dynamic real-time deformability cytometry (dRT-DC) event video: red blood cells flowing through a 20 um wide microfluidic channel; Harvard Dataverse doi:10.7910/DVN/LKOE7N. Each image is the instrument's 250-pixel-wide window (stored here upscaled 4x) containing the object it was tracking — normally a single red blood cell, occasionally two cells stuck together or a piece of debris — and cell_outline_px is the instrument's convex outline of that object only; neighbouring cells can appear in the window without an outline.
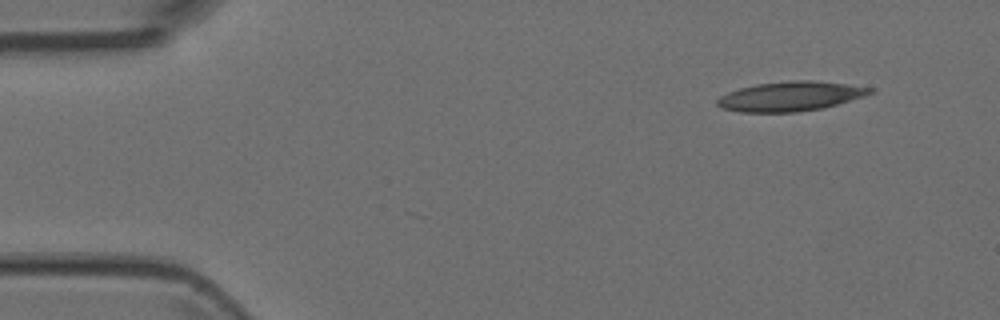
{"species": "Egyptian fruit bat (a non-hibernating species)", "species_latin": "Rousettus aegyptiacus", "temperature_condition": "room temperature", "stored_images_in_passage": 5, "segment_of_instrument_passage": [2, 2], "camera_frame_rate_fps": 3000, "um_per_image_px": 0.085, "animal": {"sex": "female"}, "frame": {"image": 1, "passage_image": 5, "time_ms": 1.333, "image_size_px": [1000, 320], "cell_outline_px": [[876, 92], [864, 96], [836, 104], [820, 108], [796, 112], [740, 112], [720, 108], [716, 104], [716, 100], [720, 96], [728, 92], [740, 88], [756, 84], [788, 80], [816, 80], [872, 88]], "centroid_in_image_um": [67.14, 8.18], "position_along_channel_um": 17.9, "area_um2": 26.24}}